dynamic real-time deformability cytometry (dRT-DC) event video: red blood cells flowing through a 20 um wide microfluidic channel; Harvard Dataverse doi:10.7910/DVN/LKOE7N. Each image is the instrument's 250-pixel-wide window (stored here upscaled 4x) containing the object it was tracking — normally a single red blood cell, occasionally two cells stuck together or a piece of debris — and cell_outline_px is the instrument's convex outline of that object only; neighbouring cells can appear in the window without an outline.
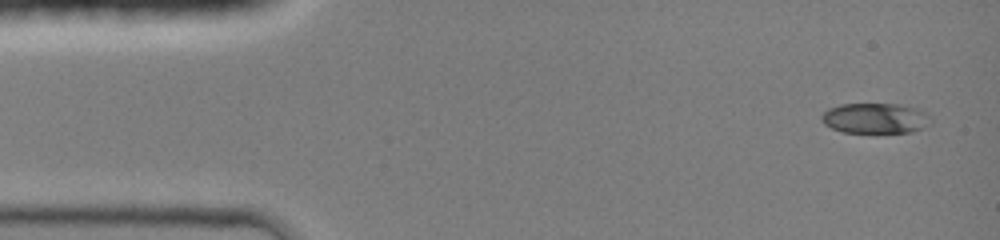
{"species": "common noctule bat (a hibernating species)", "species_latin": "Nyctalus noctula", "temperature_condition": "room temperature", "stored_images_in_passage": 8, "camera_frame_rate_fps": 3000, "um_per_image_px": 0.085, "animal": {"sex": "female", "body_mass_g": 19.0, "forearm_length_mm": 51.5}, "frame": {"image": 1, "passage_image": 1, "time_ms": 0.0, "image_size_px": [1000, 240], "cell_outline_px": [[932, 124], [912, 132], [844, 132], [832, 128], [824, 124], [820, 120], [820, 116], [828, 108], [840, 104], [900, 104], [916, 108], [928, 112], [932, 120]], "centroid_in_image_um": [74.42, 10.04], "position_along_channel_um": 10.6, "area_um2": 19.54}}
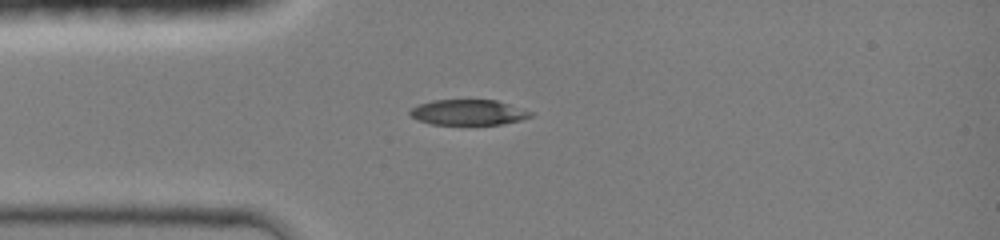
{"frame": {"image": 2, "passage_image": 6, "time_ms": 3.0, "image_size_px": [1000, 240], "cell_outline_px": [[532, 116], [520, 120], [500, 124], [432, 124], [420, 120], [412, 116], [408, 112], [412, 108], [420, 104], [432, 100], [496, 100], [532, 112]], "centroid_in_image_um": [39.8, 9.54], "position_along_channel_um": 45.2, "area_um2": 17.51}}
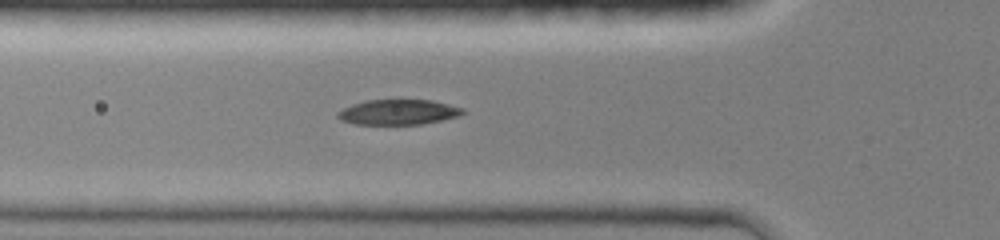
{"frame": {"image": 3, "passage_image": 8, "time_ms": 4.333, "image_size_px": [1000, 240], "cell_outline_px": [[464, 112], [456, 116], [440, 120], [420, 124], [356, 124], [340, 120], [336, 116], [336, 112], [352, 104], [364, 100], [432, 100], [464, 108]], "centroid_in_image_um": [33.8, 9.52], "position_along_channel_um": 92.0, "area_um2": 18.21}}